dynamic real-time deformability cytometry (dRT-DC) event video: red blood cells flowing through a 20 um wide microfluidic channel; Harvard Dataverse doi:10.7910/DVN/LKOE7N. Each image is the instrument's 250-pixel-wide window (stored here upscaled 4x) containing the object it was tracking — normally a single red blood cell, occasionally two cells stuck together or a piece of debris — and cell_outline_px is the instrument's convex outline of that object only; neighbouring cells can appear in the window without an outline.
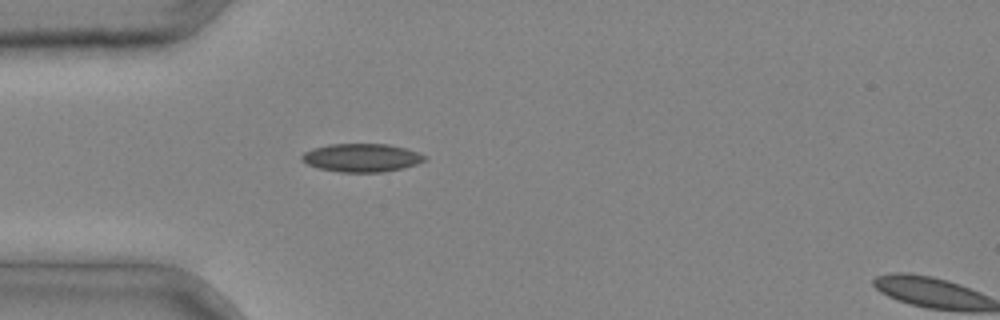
{"species": "common noctule bat (a hibernating species)", "species_latin": "Nyctalus noctula", "temperature_condition": "cold", "stored_images_in_passage": 2, "segment_of_instrument_passage": [1, 2], "camera_frame_rate_fps": 3000, "um_per_image_px": 0.085, "animal": {"sex": "male", "body_mass_g": 20.4}, "frame": {"image": 1, "passage_image": 1, "time_ms": 0.0, "image_size_px": [1000, 320], "cell_outline_px": [[428, 156], [424, 160], [416, 164], [404, 168], [384, 172], [340, 172], [320, 168], [308, 164], [300, 160], [300, 156], [304, 152], [312, 148], [328, 144], [388, 144], [404, 148]], "centroid_in_image_um": [30.71, 13.4], "position_along_channel_um": 54.3, "area_um2": 20.23}}